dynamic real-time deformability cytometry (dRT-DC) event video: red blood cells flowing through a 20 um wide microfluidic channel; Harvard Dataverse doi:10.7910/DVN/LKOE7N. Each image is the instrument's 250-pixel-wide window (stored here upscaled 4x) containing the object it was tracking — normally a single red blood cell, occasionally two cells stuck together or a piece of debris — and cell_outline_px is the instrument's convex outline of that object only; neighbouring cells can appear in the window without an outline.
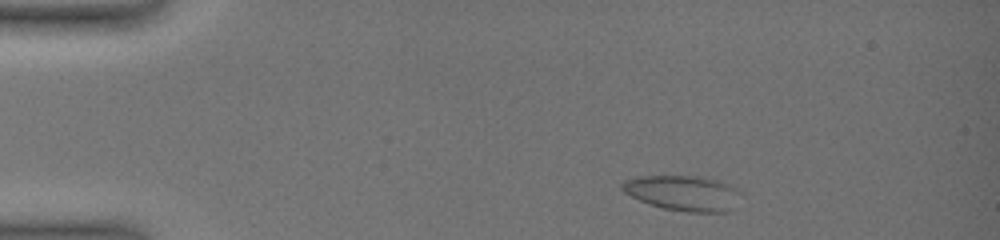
{"species": "common noctule bat (a hibernating species)", "species_latin": "Nyctalus noctula", "temperature_condition": "warm", "stored_images_in_passage": 18, "camera_frame_rate_fps": 3000, "um_per_image_px": 0.085, "animal": {"sex": "female", "body_mass_g": 19.0, "forearm_length_mm": 51.5}, "frame": {"image": 1, "passage_image": 4, "time_ms": 1.333, "image_size_px": [1000, 240], "cell_outline_px": [[740, 192], [736, 208], [728, 212], [684, 212], [660, 208], [640, 200], [624, 192], [620, 188], [620, 184], [624, 180], [640, 176], [696, 176], [720, 180], [736, 188]], "centroid_in_image_um": [58.09, 16.42], "position_along_channel_um": 26.9, "area_um2": 24.68}}
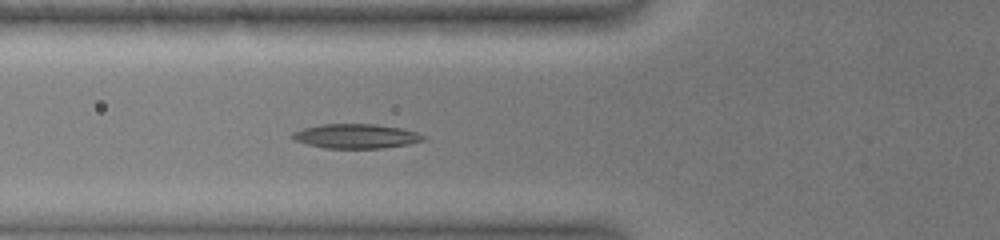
{"frame": {"image": 2, "passage_image": 12, "time_ms": 5.667, "image_size_px": [1000, 240], "cell_outline_px": [[424, 140], [408, 144], [384, 148], [324, 148], [292, 140], [292, 132], [304, 128], [320, 124], [376, 124], [404, 128], [416, 132], [424, 136]], "centroid_in_image_um": [30.25, 11.57], "position_along_channel_um": 95.6, "area_um2": 18.67}}
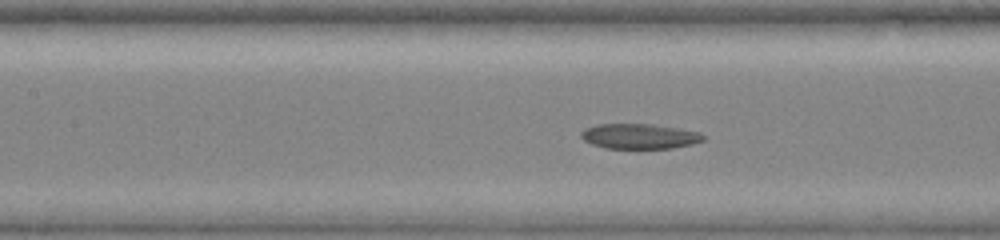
{"frame": {"image": 3, "passage_image": 17, "time_ms": 7.333, "image_size_px": [1000, 240], "cell_outline_px": [[704, 140], [692, 144], [672, 148], [604, 148], [592, 144], [584, 140], [580, 136], [580, 132], [584, 128], [596, 124], [652, 124], [680, 128], [700, 132], [704, 136]], "centroid_in_image_um": [54.34, 11.57], "position_along_channel_um": 153.1, "area_um2": 17.98}}